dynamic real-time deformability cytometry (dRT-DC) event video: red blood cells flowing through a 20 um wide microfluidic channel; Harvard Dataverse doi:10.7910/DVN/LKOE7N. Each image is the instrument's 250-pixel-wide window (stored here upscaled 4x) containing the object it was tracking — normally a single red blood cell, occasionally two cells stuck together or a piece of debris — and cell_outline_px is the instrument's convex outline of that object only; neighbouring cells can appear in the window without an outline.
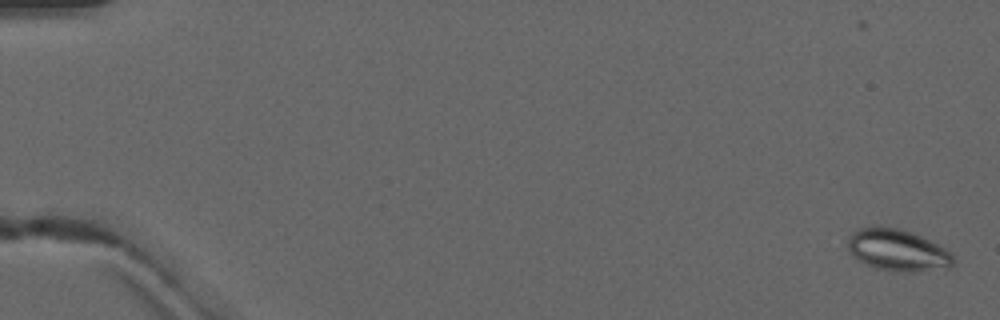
{"species": "common noctule bat (a hibernating species)", "species_latin": "Nyctalus noctula", "temperature_condition": "warm", "stored_images_in_passage": 7, "camera_frame_rate_fps": 3000, "um_per_image_px": 0.085, "animal": {"sex": "male", "forearm_length_mm": 52.5}, "frame": {"image": 1, "passage_image": 2, "time_ms": 1.333, "image_size_px": [1000, 320], "cell_outline_px": [[956, 260], [952, 268], [912, 272], [896, 272], [876, 268], [864, 264], [852, 256], [848, 248], [848, 240], [852, 232], [860, 228], [896, 228], [920, 236], [944, 248]], "centroid_in_image_um": [76.3, 21.32], "position_along_channel_um": 8.7, "area_um2": 25.37}}